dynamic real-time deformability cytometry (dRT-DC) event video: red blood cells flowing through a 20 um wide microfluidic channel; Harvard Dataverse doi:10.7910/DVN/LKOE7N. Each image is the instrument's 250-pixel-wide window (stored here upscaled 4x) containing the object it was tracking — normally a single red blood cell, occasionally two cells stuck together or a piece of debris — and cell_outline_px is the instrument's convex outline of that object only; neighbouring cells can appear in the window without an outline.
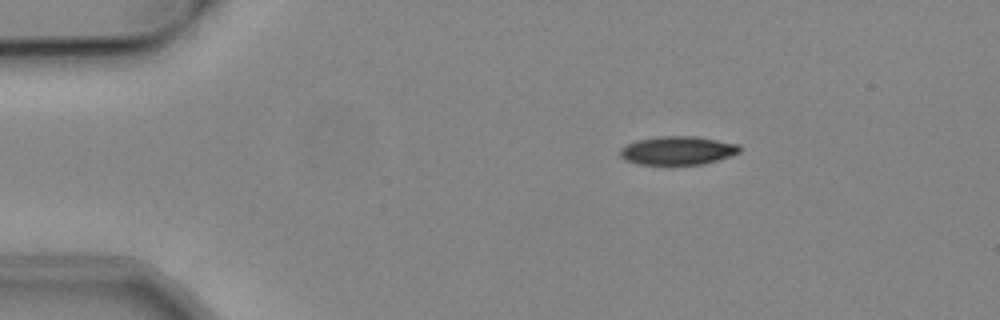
{"species": "common noctule bat (a hibernating species)", "species_latin": "Nyctalus noctula", "temperature_condition": "cold", "stored_images_in_passage": 45, "camera_frame_rate_fps": 3000, "um_per_image_px": 0.085, "animal": {"sex": "male", "body_mass_g": 19.2, "forearm_length_mm": 51.8}, "frame": {"image": 1, "passage_image": 1, "time_ms": 0.0, "image_size_px": [1000, 320], "cell_outline_px": [[740, 152], [704, 164], [668, 168], [636, 164], [624, 160], [620, 156], [620, 148], [636, 140], [660, 136], [696, 136], [740, 144]], "centroid_in_image_um": [57.55, 12.84], "position_along_channel_um": 27.5, "area_um2": 20.81}}
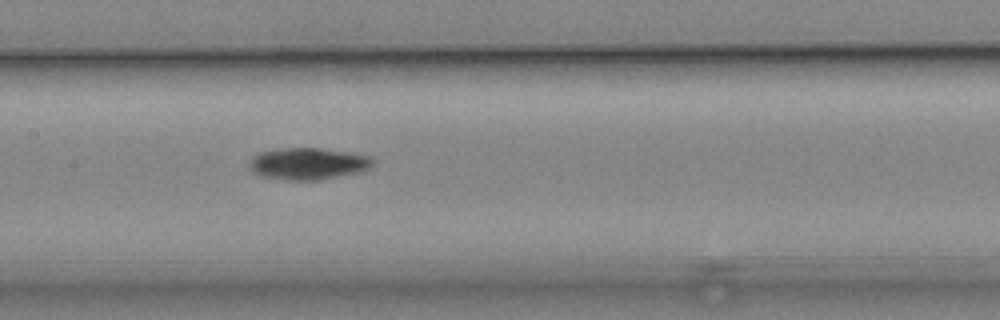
{"frame": {"image": 2, "passage_image": 18, "time_ms": 5.667, "image_size_px": [1000, 320], "cell_outline_px": [[372, 164], [368, 168], [360, 172], [320, 180], [288, 180], [260, 176], [252, 172], [248, 164], [252, 156], [260, 152], [276, 148], [320, 148], [352, 152], [368, 156], [372, 160]], "centroid_in_image_um": [26.13, 13.91], "position_along_channel_um": 181.3, "area_um2": 23.06}}
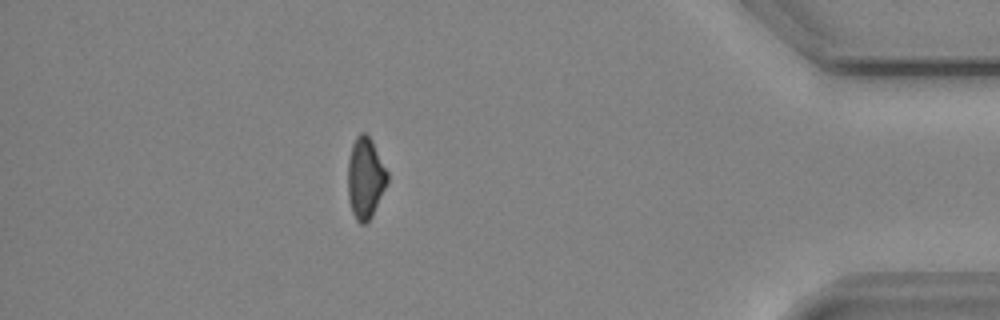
{"frame": {"image": 3, "passage_image": 39, "time_ms": 12.667, "image_size_px": [1000, 320], "cell_outline_px": [[388, 180], [372, 216], [364, 224], [360, 224], [356, 220], [352, 212], [348, 200], [348, 160], [352, 144], [356, 136], [360, 132], [364, 132], [372, 140], [388, 172]], "centroid_in_image_um": [31.04, 15.12], "position_along_channel_um": 404.2, "area_um2": 18.67}, "authors_computed_cell_mechanics": {"area_um2": 20.8658, "velocity_mm_per_s": 3.8521, "shape_relaxation_time_tau1_ms": 4.4684, "shape_relaxation_time_tau2_ms": null, "deformation_change_tau1": 0.1117, "deformation_change_tau2": null}}